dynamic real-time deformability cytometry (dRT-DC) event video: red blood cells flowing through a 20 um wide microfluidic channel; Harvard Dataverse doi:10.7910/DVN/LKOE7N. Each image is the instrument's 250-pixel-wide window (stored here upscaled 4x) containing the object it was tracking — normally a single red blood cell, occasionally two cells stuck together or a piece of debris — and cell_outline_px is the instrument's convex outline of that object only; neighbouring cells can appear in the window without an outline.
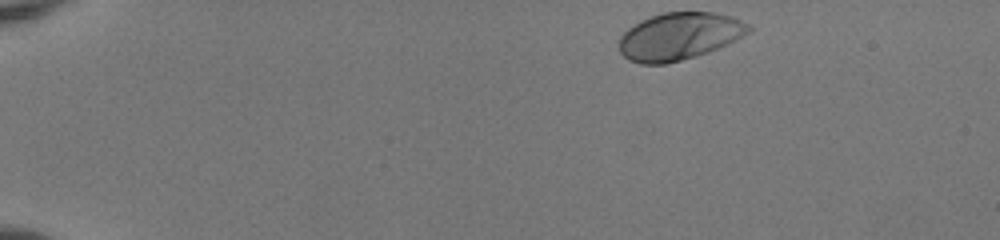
{"species": "human", "species_latin": "Homo sapiens", "temperature_condition": "room temperature", "stored_images_in_passage": 45, "camera_frame_rate_fps": 3000, "um_per_image_px": 0.085, "donor": {"sex": "female"}, "frame": {"image": 1, "passage_image": 1, "time_ms": 0.0, "image_size_px": [1000, 240], "cell_outline_px": [[752, 28], [748, 32], [736, 40], [728, 44], [708, 52], [696, 56], [664, 64], [640, 64], [628, 60], [620, 52], [620, 36], [628, 28], [640, 20], [664, 12], [716, 12], [732, 16], [748, 24]], "centroid_in_image_um": [57.73, 3.08], "position_along_channel_um": 27.3, "area_um2": 35.72}}
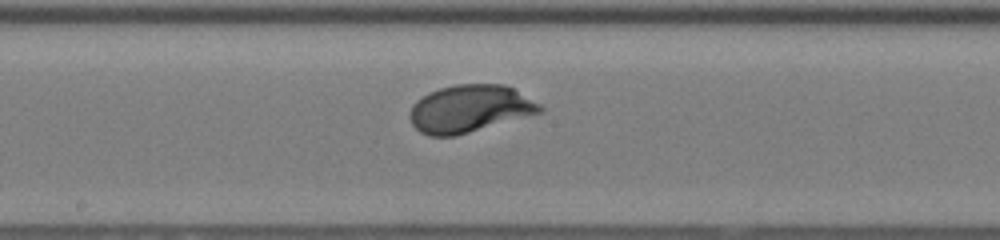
{"frame": {"image": 2, "passage_image": 23, "time_ms": 7.333, "image_size_px": [1000, 240], "cell_outline_px": [[544, 112], [456, 136], [428, 136], [420, 132], [412, 124], [412, 104], [416, 100], [428, 92], [440, 88], [456, 84], [504, 84], [512, 88], [540, 104], [544, 108]], "centroid_in_image_um": [39.94, 9.24], "position_along_channel_um": 208.3, "area_um2": 35.89}}
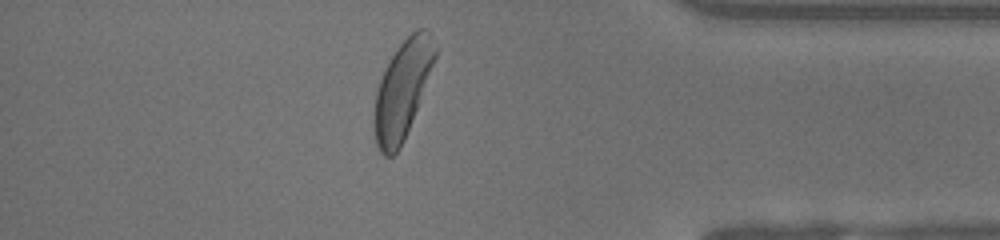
{"frame": {"image": 3, "passage_image": 39, "time_ms": 12.667, "image_size_px": [1000, 240], "cell_outline_px": [[436, 56], [404, 140], [400, 148], [392, 156], [384, 156], [380, 152], [376, 144], [372, 124], [372, 116], [376, 92], [384, 68], [396, 48], [416, 28], [424, 28], [428, 32], [436, 48]], "centroid_in_image_um": [34.14, 7.66], "position_along_channel_um": 401.1, "area_um2": 34.28}, "authors_computed_cell_mechanics": {"area_um2": 35.258, "velocity_mm_per_s": 3.9868, "shape_relaxation_time_tau1_ms": 1.5513, "shape_relaxation_time_tau2_ms": null, "deformation_change_tau1": 0.1508, "deformation_change_tau2": null}}